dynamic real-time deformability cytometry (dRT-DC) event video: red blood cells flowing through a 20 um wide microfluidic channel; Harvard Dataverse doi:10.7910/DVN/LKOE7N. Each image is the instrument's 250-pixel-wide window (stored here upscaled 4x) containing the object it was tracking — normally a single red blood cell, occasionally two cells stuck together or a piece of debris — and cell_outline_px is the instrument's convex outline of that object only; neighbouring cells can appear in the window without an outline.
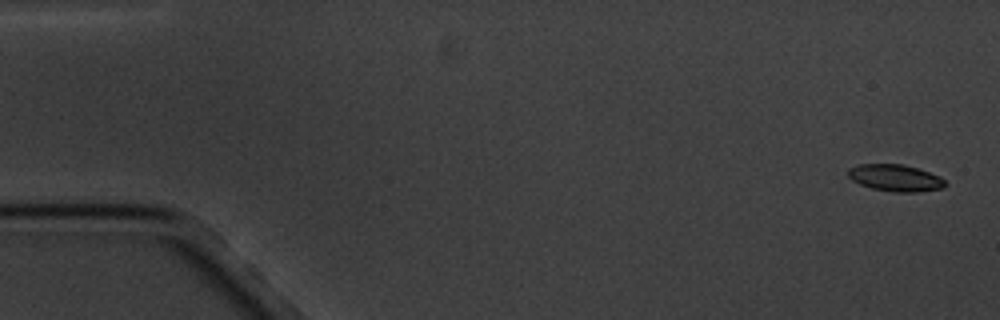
{"species": "common noctule bat (a hibernating species)", "species_latin": "Nyctalus noctula", "temperature_condition": "cold", "stored_images_in_passage": 8, "camera_frame_rate_fps": 3000, "um_per_image_px": 0.085, "animal": {"sex": "male", "body_mass_g": 20.1, "forearm_length_mm": 53.5}, "frame": {"image": 1, "passage_image": 1, "time_ms": 0.0, "image_size_px": [1000, 320], "cell_outline_px": [[948, 184], [944, 188], [916, 192], [892, 192], [872, 188], [860, 184], [852, 180], [848, 176], [848, 168], [860, 164], [904, 164], [940, 176]], "centroid_in_image_um": [76.12, 15.12], "position_along_channel_um": 8.9, "area_um2": 15.2}}
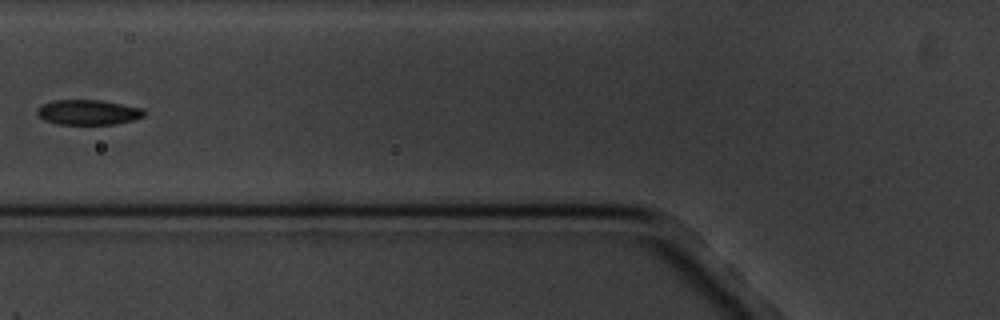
{"frame": {"image": 2, "passage_image": 7, "time_ms": 7.0, "image_size_px": [1000, 320], "cell_outline_px": [[144, 116], [132, 120], [116, 124], [60, 124], [44, 120], [36, 112], [36, 108], [44, 104], [56, 100], [100, 100], [144, 108]], "centroid_in_image_um": [7.51, 9.54], "position_along_channel_um": 118.3, "area_um2": 15.49}}
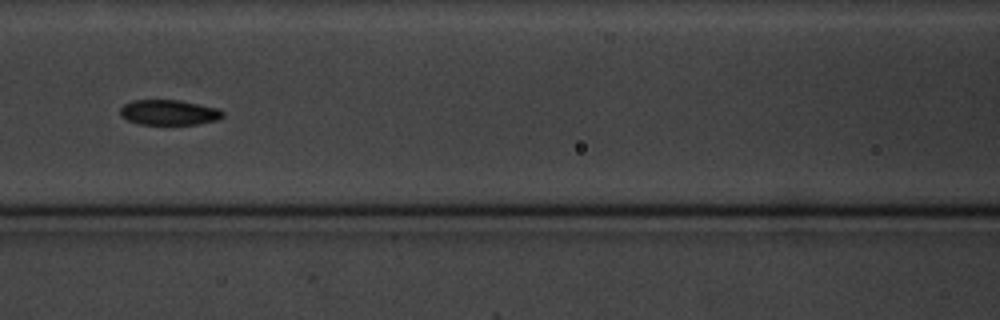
{"frame": {"image": 3, "passage_image": 8, "time_ms": 8.0, "image_size_px": [1000, 320], "cell_outline_px": [[224, 116], [216, 120], [200, 124], [140, 124], [128, 120], [120, 116], [120, 108], [124, 104], [132, 100], [180, 100], [220, 108], [224, 112]], "centroid_in_image_um": [14.38, 9.55], "position_along_channel_um": 152.2, "area_um2": 15.2}}